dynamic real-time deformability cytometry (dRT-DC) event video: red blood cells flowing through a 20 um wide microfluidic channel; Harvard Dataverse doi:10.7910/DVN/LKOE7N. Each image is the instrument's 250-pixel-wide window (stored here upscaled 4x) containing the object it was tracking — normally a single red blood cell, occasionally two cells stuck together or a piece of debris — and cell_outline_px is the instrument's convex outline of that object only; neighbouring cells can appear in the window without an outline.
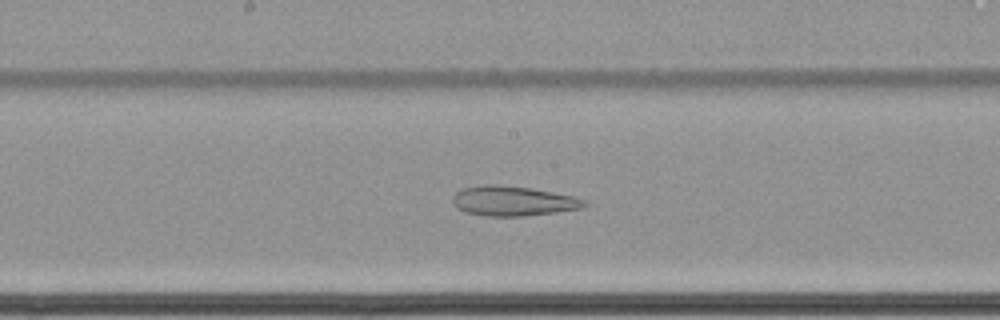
{"species": "common noctule bat (a hibernating species)", "species_latin": "Nyctalus noctula", "temperature_condition": "cold", "stored_images_in_passage": 65, "camera_frame_rate_fps": 3000, "um_per_image_px": 0.085, "animal": {"sex": "female", "body_mass_g": 22.7, "forearm_length_mm": 54.2}, "frame": {"image": 1, "passage_image": 38, "time_ms": 12.333, "image_size_px": [1000, 320], "cell_outline_px": [[588, 204], [584, 208], [556, 212], [524, 216], [488, 216], [464, 212], [456, 208], [452, 200], [452, 196], [460, 188], [488, 184], [496, 184], [532, 188], [576, 196], [584, 200]], "centroid_in_image_um": [43.61, 17.08], "position_along_channel_um": 204.6, "area_um2": 23.18}}
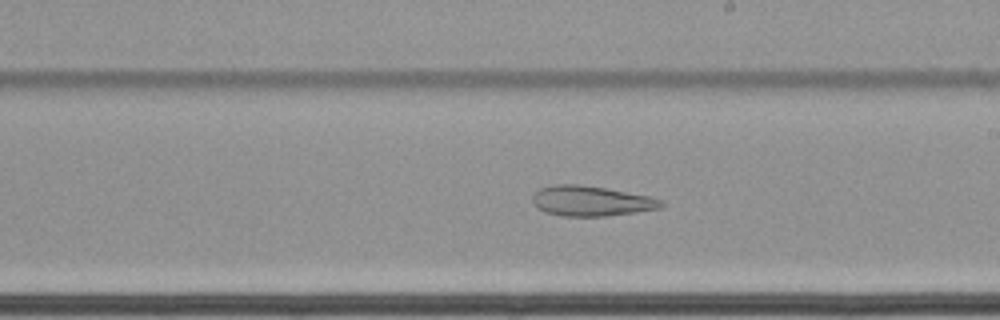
{"frame": {"image": 2, "passage_image": 41, "time_ms": 13.333, "image_size_px": [1000, 320], "cell_outline_px": [[664, 204], [660, 208], [636, 212], [608, 216], [560, 216], [544, 212], [536, 208], [532, 204], [532, 196], [540, 188], [552, 184], [580, 184], [608, 188], [648, 196], [664, 200]], "centroid_in_image_um": [50.21, 17.08], "position_along_channel_um": 238.8, "area_um2": 22.95}}
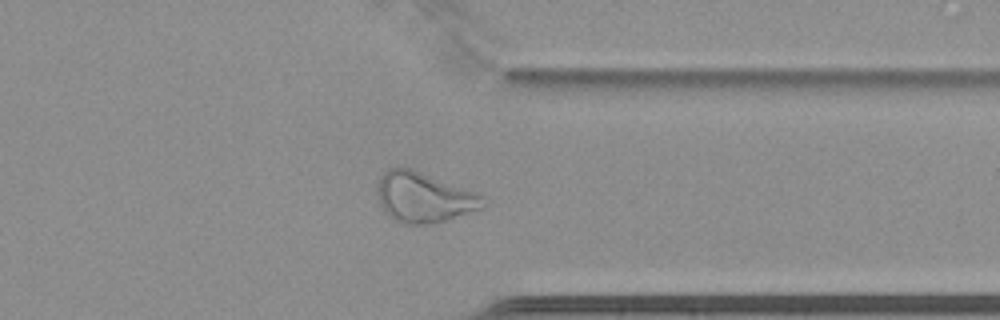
{"frame": {"image": 3, "passage_image": 53, "time_ms": 17.333, "image_size_px": [1000, 320], "cell_outline_px": [[484, 208], [432, 224], [400, 224], [392, 220], [384, 212], [380, 204], [376, 192], [376, 188], [380, 176], [388, 168], [396, 164], [408, 168], [476, 192], [480, 196]], "centroid_in_image_um": [35.93, 16.78], "position_along_channel_um": 375.5, "area_um2": 30.92}}